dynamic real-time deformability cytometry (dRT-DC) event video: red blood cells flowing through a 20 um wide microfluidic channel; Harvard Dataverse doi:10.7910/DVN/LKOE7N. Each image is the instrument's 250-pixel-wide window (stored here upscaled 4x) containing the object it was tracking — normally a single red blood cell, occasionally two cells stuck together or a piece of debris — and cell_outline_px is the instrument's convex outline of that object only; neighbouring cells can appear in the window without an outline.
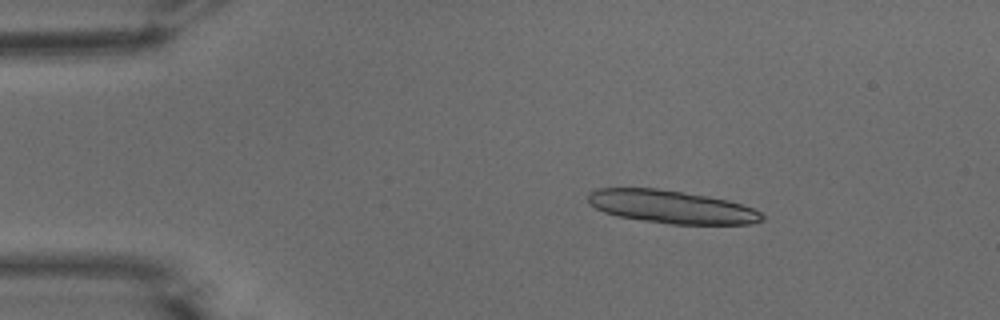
{"species": "common noctule bat (a hibernating species)", "species_latin": "Nyctalus noctula", "temperature_condition": "warm", "stored_images_in_passage": 20, "camera_frame_rate_fps": 3000, "um_per_image_px": 0.085, "animal": {"sex": "male", "body_mass_g": 15.6}, "frame": {"image": 1, "passage_image": 9, "time_ms": 2.667, "image_size_px": [1000, 320], "cell_outline_px": [[764, 220], [752, 224], [668, 224], [616, 216], [604, 212], [588, 204], [588, 192], [596, 188], [656, 188], [708, 196], [728, 200], [752, 208], [760, 212], [764, 216]], "centroid_in_image_um": [57.04, 17.58], "position_along_channel_um": 28.0, "area_um2": 33.52}}